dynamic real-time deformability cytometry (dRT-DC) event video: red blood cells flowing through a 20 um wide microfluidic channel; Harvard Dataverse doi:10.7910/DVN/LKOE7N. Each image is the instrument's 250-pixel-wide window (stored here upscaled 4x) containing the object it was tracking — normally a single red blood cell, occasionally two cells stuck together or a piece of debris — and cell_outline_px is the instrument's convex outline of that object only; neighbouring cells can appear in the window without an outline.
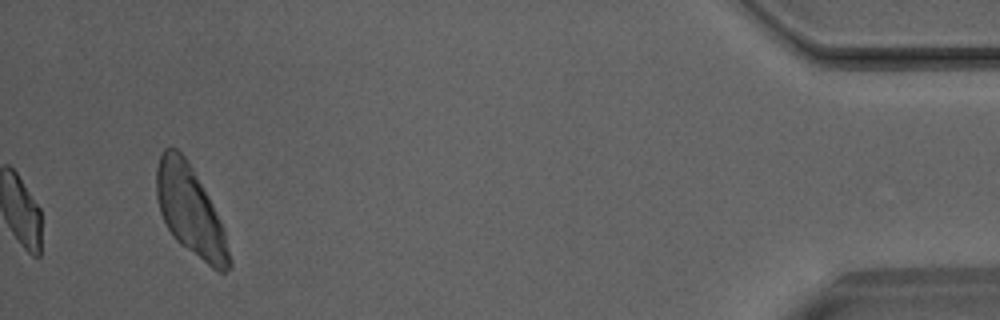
{"species": "Egyptian fruit bat (a non-hibernating species)", "species_latin": "Rousettus aegyptiacus", "temperature_condition": "room temperature", "stored_images_in_passage": 34, "camera_frame_rate_fps": 3000, "um_per_image_px": 0.085, "animal": {"sex": "male"}, "frame": {"image": 1, "passage_image": 34, "time_ms": 11.0, "image_size_px": [1000, 320], "cell_outline_px": [[232, 268], [224, 272], [220, 272], [212, 268], [180, 244], [172, 236], [160, 212], [156, 196], [156, 168], [160, 156], [164, 148], [176, 148], [184, 156], [192, 168], [208, 196], [224, 228], [232, 260]], "centroid_in_image_um": [16.18, 17.96], "position_along_channel_um": 419.0, "area_um2": 37.74}}